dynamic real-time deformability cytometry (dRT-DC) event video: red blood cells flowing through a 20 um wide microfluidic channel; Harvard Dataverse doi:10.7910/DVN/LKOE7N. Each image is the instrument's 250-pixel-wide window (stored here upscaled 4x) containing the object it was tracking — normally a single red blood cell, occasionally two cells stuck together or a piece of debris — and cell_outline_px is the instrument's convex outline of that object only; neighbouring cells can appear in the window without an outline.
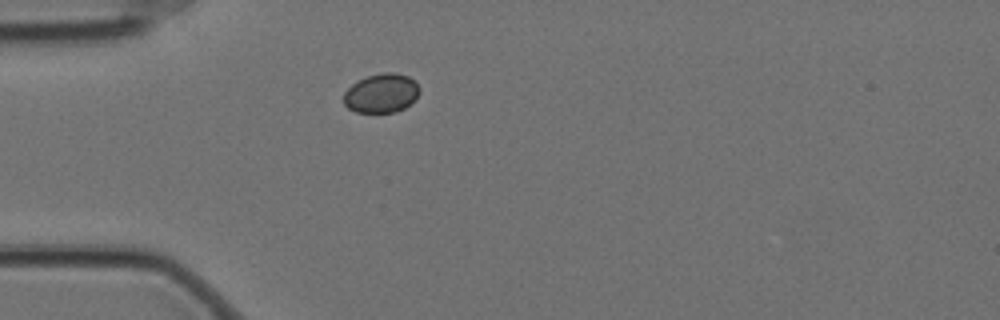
{"species": "Egyptian fruit bat (a non-hibernating species)", "species_latin": "Rousettus aegyptiacus", "temperature_condition": "cold", "stored_images_in_passage": 1, "camera_frame_rate_fps": 3000, "um_per_image_px": 0.085, "animal": {"sex": "female"}, "frame": {"image": 1, "passage_image": 1, "time_ms": 0.0, "image_size_px": [1000, 320], "cell_outline_px": [[420, 92], [404, 108], [396, 112], [356, 112], [348, 108], [344, 104], [344, 92], [352, 84], [368, 76], [384, 72], [392, 72], [408, 76], [420, 88]], "centroid_in_image_um": [32.4, 7.93], "position_along_channel_um": 52.6, "area_um2": 16.99}}